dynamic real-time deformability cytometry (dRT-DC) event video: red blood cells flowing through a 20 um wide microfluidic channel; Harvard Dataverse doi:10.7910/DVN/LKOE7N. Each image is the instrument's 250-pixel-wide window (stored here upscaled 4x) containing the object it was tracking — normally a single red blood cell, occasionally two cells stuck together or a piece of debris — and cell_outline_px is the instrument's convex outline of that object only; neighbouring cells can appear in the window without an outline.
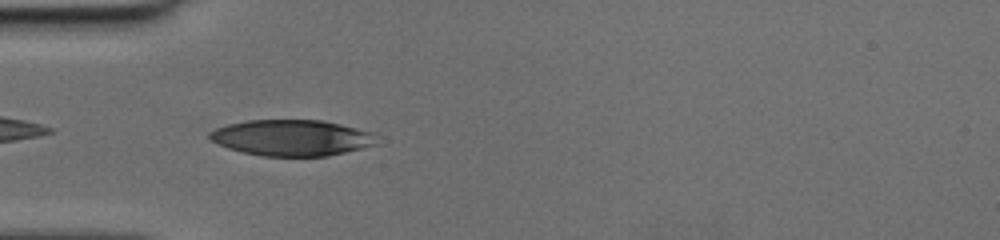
{"species": "human", "species_latin": "Homo sapiens", "temperature_condition": "cold", "stored_images_in_passage": 35, "camera_frame_rate_fps": 3000, "um_per_image_px": 0.085, "donor": {"sex": "female"}, "frame": {"image": 1, "passage_image": 1, "time_ms": 0.0, "image_size_px": [1000, 240], "cell_outline_px": [[380, 144], [328, 156], [260, 156], [228, 148], [212, 140], [208, 136], [208, 132], [216, 128], [228, 124], [248, 120], [324, 120], [372, 132]], "centroid_in_image_um": [24.82, 11.71], "position_along_channel_um": 60.2, "area_um2": 35.14}}
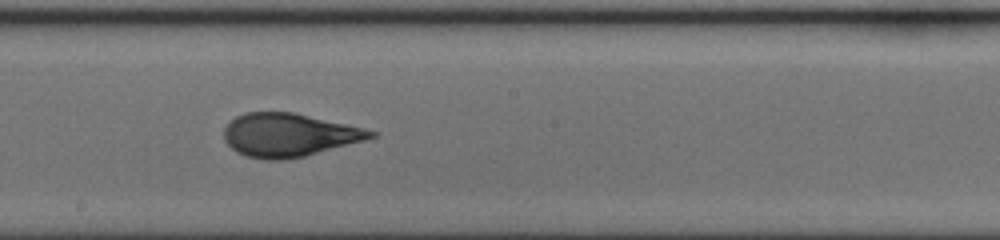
{"frame": {"image": 2, "passage_image": 13, "time_ms": 4.0, "image_size_px": [1000, 240], "cell_outline_px": [[376, 136], [364, 140], [304, 156], [284, 160], [264, 160], [244, 156], [236, 152], [224, 140], [224, 128], [236, 116], [244, 112], [292, 112], [364, 128], [376, 132]], "centroid_in_image_um": [24.5, 11.48], "position_along_channel_um": 223.7, "area_um2": 36.76}}
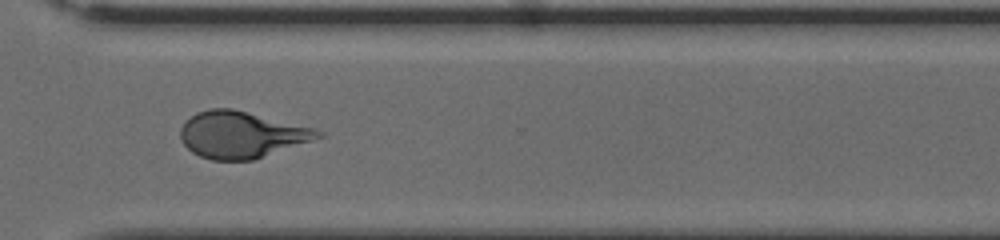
{"frame": {"image": 3, "passage_image": 22, "time_ms": 7.0, "image_size_px": [1000, 240], "cell_outline_px": [[324, 136], [252, 160], [212, 160], [200, 156], [192, 152], [184, 144], [180, 136], [180, 128], [196, 112], [208, 108], [232, 108], [316, 128], [324, 132]], "centroid_in_image_um": [20.52, 11.44], "position_along_channel_um": 350.1, "area_um2": 37.17}}